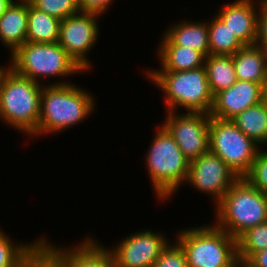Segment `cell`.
Here are the masks:
<instances>
[{
	"label": "cell",
	"mask_w": 267,
	"mask_h": 267,
	"mask_svg": "<svg viewBox=\"0 0 267 267\" xmlns=\"http://www.w3.org/2000/svg\"><path fill=\"white\" fill-rule=\"evenodd\" d=\"M114 0H78V8L81 13H92L102 16L110 10Z\"/></svg>",
	"instance_id": "f546056e"
},
{
	"label": "cell",
	"mask_w": 267,
	"mask_h": 267,
	"mask_svg": "<svg viewBox=\"0 0 267 267\" xmlns=\"http://www.w3.org/2000/svg\"><path fill=\"white\" fill-rule=\"evenodd\" d=\"M98 19V15L79 12L60 23L58 43L85 73L93 67L87 55L98 43Z\"/></svg>",
	"instance_id": "9c48e42d"
},
{
	"label": "cell",
	"mask_w": 267,
	"mask_h": 267,
	"mask_svg": "<svg viewBox=\"0 0 267 267\" xmlns=\"http://www.w3.org/2000/svg\"><path fill=\"white\" fill-rule=\"evenodd\" d=\"M154 87L162 90L167 111L209 114L214 96L210 90L205 67L171 72H145ZM181 108V109H180Z\"/></svg>",
	"instance_id": "277c9868"
},
{
	"label": "cell",
	"mask_w": 267,
	"mask_h": 267,
	"mask_svg": "<svg viewBox=\"0 0 267 267\" xmlns=\"http://www.w3.org/2000/svg\"><path fill=\"white\" fill-rule=\"evenodd\" d=\"M0 267H21V266H2V265H0Z\"/></svg>",
	"instance_id": "8d00e7d4"
},
{
	"label": "cell",
	"mask_w": 267,
	"mask_h": 267,
	"mask_svg": "<svg viewBox=\"0 0 267 267\" xmlns=\"http://www.w3.org/2000/svg\"><path fill=\"white\" fill-rule=\"evenodd\" d=\"M43 84L6 65L0 74V121L28 138L36 137Z\"/></svg>",
	"instance_id": "7a4b0ae2"
},
{
	"label": "cell",
	"mask_w": 267,
	"mask_h": 267,
	"mask_svg": "<svg viewBox=\"0 0 267 267\" xmlns=\"http://www.w3.org/2000/svg\"><path fill=\"white\" fill-rule=\"evenodd\" d=\"M152 267H188L187 257L180 243L176 239L169 241Z\"/></svg>",
	"instance_id": "83f0119b"
},
{
	"label": "cell",
	"mask_w": 267,
	"mask_h": 267,
	"mask_svg": "<svg viewBox=\"0 0 267 267\" xmlns=\"http://www.w3.org/2000/svg\"><path fill=\"white\" fill-rule=\"evenodd\" d=\"M28 31V1L14 0L0 17V42L11 55L26 42Z\"/></svg>",
	"instance_id": "e0dca14e"
},
{
	"label": "cell",
	"mask_w": 267,
	"mask_h": 267,
	"mask_svg": "<svg viewBox=\"0 0 267 267\" xmlns=\"http://www.w3.org/2000/svg\"><path fill=\"white\" fill-rule=\"evenodd\" d=\"M163 125L191 162L209 152L210 114L167 111Z\"/></svg>",
	"instance_id": "30bf717a"
},
{
	"label": "cell",
	"mask_w": 267,
	"mask_h": 267,
	"mask_svg": "<svg viewBox=\"0 0 267 267\" xmlns=\"http://www.w3.org/2000/svg\"><path fill=\"white\" fill-rule=\"evenodd\" d=\"M165 234L146 228L125 236L118 245L107 249L112 253L116 267H152L170 241Z\"/></svg>",
	"instance_id": "8fae6325"
},
{
	"label": "cell",
	"mask_w": 267,
	"mask_h": 267,
	"mask_svg": "<svg viewBox=\"0 0 267 267\" xmlns=\"http://www.w3.org/2000/svg\"><path fill=\"white\" fill-rule=\"evenodd\" d=\"M177 233L188 267H235L237 239L214 224L185 227Z\"/></svg>",
	"instance_id": "52a82bcc"
},
{
	"label": "cell",
	"mask_w": 267,
	"mask_h": 267,
	"mask_svg": "<svg viewBox=\"0 0 267 267\" xmlns=\"http://www.w3.org/2000/svg\"><path fill=\"white\" fill-rule=\"evenodd\" d=\"M46 84L43 85L40 97V115L36 137L65 132L68 128L81 124L95 113L97 99L84 87L82 88L74 82Z\"/></svg>",
	"instance_id": "6da1fadb"
},
{
	"label": "cell",
	"mask_w": 267,
	"mask_h": 267,
	"mask_svg": "<svg viewBox=\"0 0 267 267\" xmlns=\"http://www.w3.org/2000/svg\"><path fill=\"white\" fill-rule=\"evenodd\" d=\"M259 5L260 0H235L215 14L245 46H252L258 39Z\"/></svg>",
	"instance_id": "5bb4252c"
},
{
	"label": "cell",
	"mask_w": 267,
	"mask_h": 267,
	"mask_svg": "<svg viewBox=\"0 0 267 267\" xmlns=\"http://www.w3.org/2000/svg\"><path fill=\"white\" fill-rule=\"evenodd\" d=\"M4 68H5V65L4 66L0 65V74L3 71Z\"/></svg>",
	"instance_id": "d590c367"
},
{
	"label": "cell",
	"mask_w": 267,
	"mask_h": 267,
	"mask_svg": "<svg viewBox=\"0 0 267 267\" xmlns=\"http://www.w3.org/2000/svg\"><path fill=\"white\" fill-rule=\"evenodd\" d=\"M93 236H86L77 245L67 247L51 243L40 235L39 245L57 262L59 267H115L112 253ZM48 240V241H47Z\"/></svg>",
	"instance_id": "4fadbf2b"
},
{
	"label": "cell",
	"mask_w": 267,
	"mask_h": 267,
	"mask_svg": "<svg viewBox=\"0 0 267 267\" xmlns=\"http://www.w3.org/2000/svg\"><path fill=\"white\" fill-rule=\"evenodd\" d=\"M13 1L14 0H0V17L5 13Z\"/></svg>",
	"instance_id": "d6a6232c"
},
{
	"label": "cell",
	"mask_w": 267,
	"mask_h": 267,
	"mask_svg": "<svg viewBox=\"0 0 267 267\" xmlns=\"http://www.w3.org/2000/svg\"><path fill=\"white\" fill-rule=\"evenodd\" d=\"M244 178L261 192H267V148L261 149Z\"/></svg>",
	"instance_id": "4316f807"
},
{
	"label": "cell",
	"mask_w": 267,
	"mask_h": 267,
	"mask_svg": "<svg viewBox=\"0 0 267 267\" xmlns=\"http://www.w3.org/2000/svg\"><path fill=\"white\" fill-rule=\"evenodd\" d=\"M60 23V19L36 10L28 2V31L26 42H58Z\"/></svg>",
	"instance_id": "44dd1931"
},
{
	"label": "cell",
	"mask_w": 267,
	"mask_h": 267,
	"mask_svg": "<svg viewBox=\"0 0 267 267\" xmlns=\"http://www.w3.org/2000/svg\"><path fill=\"white\" fill-rule=\"evenodd\" d=\"M248 261L255 267H267V249L254 253Z\"/></svg>",
	"instance_id": "1f68e13d"
},
{
	"label": "cell",
	"mask_w": 267,
	"mask_h": 267,
	"mask_svg": "<svg viewBox=\"0 0 267 267\" xmlns=\"http://www.w3.org/2000/svg\"><path fill=\"white\" fill-rule=\"evenodd\" d=\"M232 58L237 80L263 84L267 75V52L262 47L245 46Z\"/></svg>",
	"instance_id": "d6986e66"
},
{
	"label": "cell",
	"mask_w": 267,
	"mask_h": 267,
	"mask_svg": "<svg viewBox=\"0 0 267 267\" xmlns=\"http://www.w3.org/2000/svg\"><path fill=\"white\" fill-rule=\"evenodd\" d=\"M28 2L36 10L60 20L80 12L78 0H29Z\"/></svg>",
	"instance_id": "484cf974"
},
{
	"label": "cell",
	"mask_w": 267,
	"mask_h": 267,
	"mask_svg": "<svg viewBox=\"0 0 267 267\" xmlns=\"http://www.w3.org/2000/svg\"><path fill=\"white\" fill-rule=\"evenodd\" d=\"M267 52V1L260 0L257 43Z\"/></svg>",
	"instance_id": "4dcf8cb0"
},
{
	"label": "cell",
	"mask_w": 267,
	"mask_h": 267,
	"mask_svg": "<svg viewBox=\"0 0 267 267\" xmlns=\"http://www.w3.org/2000/svg\"><path fill=\"white\" fill-rule=\"evenodd\" d=\"M213 209L216 220L210 223L236 239L249 228L267 221L265 193L244 177L233 183Z\"/></svg>",
	"instance_id": "5b68a950"
},
{
	"label": "cell",
	"mask_w": 267,
	"mask_h": 267,
	"mask_svg": "<svg viewBox=\"0 0 267 267\" xmlns=\"http://www.w3.org/2000/svg\"><path fill=\"white\" fill-rule=\"evenodd\" d=\"M235 267H255L248 260L238 258Z\"/></svg>",
	"instance_id": "e575fe53"
},
{
	"label": "cell",
	"mask_w": 267,
	"mask_h": 267,
	"mask_svg": "<svg viewBox=\"0 0 267 267\" xmlns=\"http://www.w3.org/2000/svg\"><path fill=\"white\" fill-rule=\"evenodd\" d=\"M164 34L174 45L188 47L209 55V33L207 21L179 20L167 27Z\"/></svg>",
	"instance_id": "ac0fdd59"
},
{
	"label": "cell",
	"mask_w": 267,
	"mask_h": 267,
	"mask_svg": "<svg viewBox=\"0 0 267 267\" xmlns=\"http://www.w3.org/2000/svg\"><path fill=\"white\" fill-rule=\"evenodd\" d=\"M0 227V265L2 266H21L23 261L37 248L40 237L32 242L11 240ZM22 243V244H21Z\"/></svg>",
	"instance_id": "cb8c5ba5"
},
{
	"label": "cell",
	"mask_w": 267,
	"mask_h": 267,
	"mask_svg": "<svg viewBox=\"0 0 267 267\" xmlns=\"http://www.w3.org/2000/svg\"><path fill=\"white\" fill-rule=\"evenodd\" d=\"M209 33V55L232 56L245 45L229 30V28L213 14L207 21Z\"/></svg>",
	"instance_id": "603a6c76"
},
{
	"label": "cell",
	"mask_w": 267,
	"mask_h": 267,
	"mask_svg": "<svg viewBox=\"0 0 267 267\" xmlns=\"http://www.w3.org/2000/svg\"><path fill=\"white\" fill-rule=\"evenodd\" d=\"M262 97H263V102L267 106V75L262 84Z\"/></svg>",
	"instance_id": "836d02e7"
},
{
	"label": "cell",
	"mask_w": 267,
	"mask_h": 267,
	"mask_svg": "<svg viewBox=\"0 0 267 267\" xmlns=\"http://www.w3.org/2000/svg\"><path fill=\"white\" fill-rule=\"evenodd\" d=\"M204 67L213 96L237 81L232 56L208 55Z\"/></svg>",
	"instance_id": "7402d4cb"
},
{
	"label": "cell",
	"mask_w": 267,
	"mask_h": 267,
	"mask_svg": "<svg viewBox=\"0 0 267 267\" xmlns=\"http://www.w3.org/2000/svg\"><path fill=\"white\" fill-rule=\"evenodd\" d=\"M267 249V221L249 228L237 238L238 258L248 260L254 253Z\"/></svg>",
	"instance_id": "d4e9b609"
},
{
	"label": "cell",
	"mask_w": 267,
	"mask_h": 267,
	"mask_svg": "<svg viewBox=\"0 0 267 267\" xmlns=\"http://www.w3.org/2000/svg\"><path fill=\"white\" fill-rule=\"evenodd\" d=\"M231 121L261 148H267V106L263 101L245 109Z\"/></svg>",
	"instance_id": "ffe728a7"
},
{
	"label": "cell",
	"mask_w": 267,
	"mask_h": 267,
	"mask_svg": "<svg viewBox=\"0 0 267 267\" xmlns=\"http://www.w3.org/2000/svg\"><path fill=\"white\" fill-rule=\"evenodd\" d=\"M261 149L231 120L210 116L209 151L220 157L239 178L248 173Z\"/></svg>",
	"instance_id": "ba28073f"
},
{
	"label": "cell",
	"mask_w": 267,
	"mask_h": 267,
	"mask_svg": "<svg viewBox=\"0 0 267 267\" xmlns=\"http://www.w3.org/2000/svg\"><path fill=\"white\" fill-rule=\"evenodd\" d=\"M21 267H59L57 262L40 246L23 261Z\"/></svg>",
	"instance_id": "f1b7e54d"
},
{
	"label": "cell",
	"mask_w": 267,
	"mask_h": 267,
	"mask_svg": "<svg viewBox=\"0 0 267 267\" xmlns=\"http://www.w3.org/2000/svg\"><path fill=\"white\" fill-rule=\"evenodd\" d=\"M238 178L220 157L209 151L190 162L185 184L211 196L216 205Z\"/></svg>",
	"instance_id": "7c38bea8"
},
{
	"label": "cell",
	"mask_w": 267,
	"mask_h": 267,
	"mask_svg": "<svg viewBox=\"0 0 267 267\" xmlns=\"http://www.w3.org/2000/svg\"><path fill=\"white\" fill-rule=\"evenodd\" d=\"M263 101L262 85L250 81L237 80L228 89L214 96L210 116L231 120L250 106Z\"/></svg>",
	"instance_id": "9a60e30c"
},
{
	"label": "cell",
	"mask_w": 267,
	"mask_h": 267,
	"mask_svg": "<svg viewBox=\"0 0 267 267\" xmlns=\"http://www.w3.org/2000/svg\"><path fill=\"white\" fill-rule=\"evenodd\" d=\"M156 130L145 154V165L155 197L164 204L185 185L190 161L163 125Z\"/></svg>",
	"instance_id": "3957f363"
},
{
	"label": "cell",
	"mask_w": 267,
	"mask_h": 267,
	"mask_svg": "<svg viewBox=\"0 0 267 267\" xmlns=\"http://www.w3.org/2000/svg\"><path fill=\"white\" fill-rule=\"evenodd\" d=\"M157 45L160 69L149 68L146 72L185 71L204 67L206 56L197 50L174 45L164 34Z\"/></svg>",
	"instance_id": "2e32d148"
},
{
	"label": "cell",
	"mask_w": 267,
	"mask_h": 267,
	"mask_svg": "<svg viewBox=\"0 0 267 267\" xmlns=\"http://www.w3.org/2000/svg\"><path fill=\"white\" fill-rule=\"evenodd\" d=\"M10 56V61L7 64L10 68L38 83H41L42 79L44 81L48 78V81H50L49 78L53 79L54 77L56 79L58 77L60 79L61 77L62 80L59 81L57 78L55 82L49 83L68 84L72 81L65 79L71 75L84 72L58 42H25Z\"/></svg>",
	"instance_id": "8992f818"
}]
</instances>
